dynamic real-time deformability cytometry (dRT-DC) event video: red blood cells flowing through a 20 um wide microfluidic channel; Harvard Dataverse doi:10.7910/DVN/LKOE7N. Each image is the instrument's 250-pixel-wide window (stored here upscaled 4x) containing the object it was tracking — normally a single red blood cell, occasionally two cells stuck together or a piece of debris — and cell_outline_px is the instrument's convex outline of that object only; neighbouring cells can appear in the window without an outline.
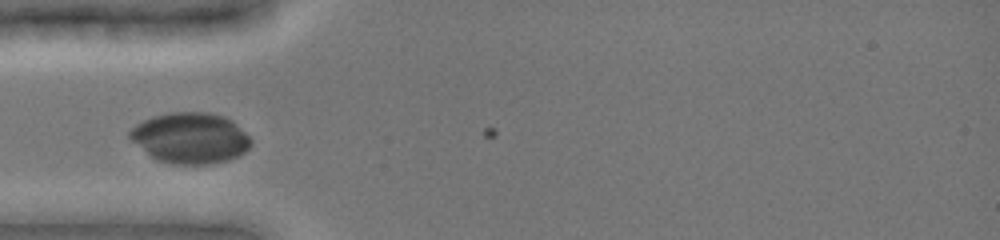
{"species": "common noctule bat (a hibernating species)", "species_latin": "Nyctalus noctula", "temperature_condition": "cold", "stored_images_in_passage": 4, "camera_frame_rate_fps": 3000, "um_per_image_px": 0.085, "animal": {"sex": "female", "body_mass_g": 19.0, "forearm_length_mm": 51.5}, "frame": {"image": 1, "passage_image": 3, "time_ms": 0.667, "image_size_px": [1000, 240], "cell_outline_px": [[252, 144], [244, 152], [228, 160], [208, 164], [176, 164], [156, 160], [132, 140], [128, 136], [128, 132], [136, 124], [152, 116], [168, 112], [208, 112], [224, 116], [232, 120], [252, 140]], "centroid_in_image_um": [16.17, 11.72], "position_along_channel_um": 68.8, "area_um2": 35.72}}